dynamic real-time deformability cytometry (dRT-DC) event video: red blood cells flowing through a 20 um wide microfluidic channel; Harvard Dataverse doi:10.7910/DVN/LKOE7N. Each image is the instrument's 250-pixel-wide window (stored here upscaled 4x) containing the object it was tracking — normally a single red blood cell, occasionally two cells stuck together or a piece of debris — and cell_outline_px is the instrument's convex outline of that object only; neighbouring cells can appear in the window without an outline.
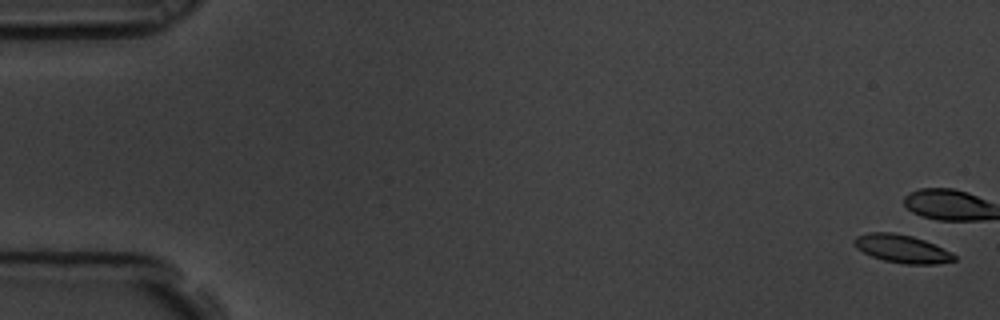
{"species": "common noctule bat (a hibernating species)", "species_latin": "Nyctalus noctula", "temperature_condition": "room temperature", "stored_images_in_passage": 7, "camera_frame_rate_fps": 3000, "um_per_image_px": 0.085, "animal": {"sex": "male", "body_mass_g": 19.5, "forearm_length_mm": 54.6}, "frame": {"image": 1, "passage_image": 1, "time_ms": 0.0, "image_size_px": [1000, 320], "cell_outline_px": [[956, 260], [936, 264], [904, 264], [884, 260], [872, 256], [856, 248], [852, 240], [856, 236], [868, 232], [896, 232], [912, 236], [924, 240], [952, 252], [956, 256]], "centroid_in_image_um": [76.66, 21.13], "position_along_channel_um": 8.3, "area_um2": 16.42}}
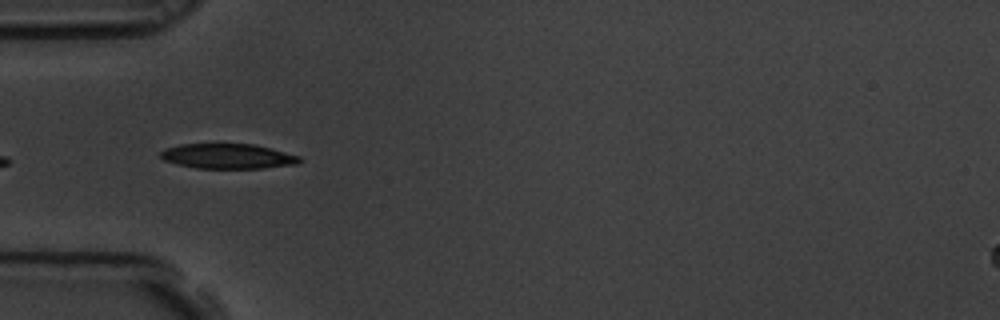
{"frame": {"image": 2, "passage_image": 6, "time_ms": 1.667, "image_size_px": [1000, 320], "cell_outline_px": [[304, 160], [300, 164], [264, 168], [196, 168], [164, 160], [160, 156], [160, 152], [164, 148], [180, 144], [252, 144], [272, 148], [300, 156]], "centroid_in_image_um": [19.43, 13.28], "position_along_channel_um": 65.6, "area_um2": 20.35}}